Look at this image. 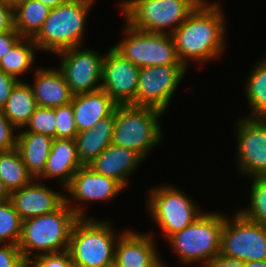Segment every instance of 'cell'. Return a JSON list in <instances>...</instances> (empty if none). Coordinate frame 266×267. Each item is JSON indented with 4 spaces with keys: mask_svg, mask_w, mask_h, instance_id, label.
I'll use <instances>...</instances> for the list:
<instances>
[{
    "mask_svg": "<svg viewBox=\"0 0 266 267\" xmlns=\"http://www.w3.org/2000/svg\"><path fill=\"white\" fill-rule=\"evenodd\" d=\"M56 138L75 139L78 134L72 104L55 107Z\"/></svg>",
    "mask_w": 266,
    "mask_h": 267,
    "instance_id": "32",
    "label": "cell"
},
{
    "mask_svg": "<svg viewBox=\"0 0 266 267\" xmlns=\"http://www.w3.org/2000/svg\"><path fill=\"white\" fill-rule=\"evenodd\" d=\"M0 1L5 5L11 7L12 9H15L24 0H0Z\"/></svg>",
    "mask_w": 266,
    "mask_h": 267,
    "instance_id": "43",
    "label": "cell"
},
{
    "mask_svg": "<svg viewBox=\"0 0 266 267\" xmlns=\"http://www.w3.org/2000/svg\"><path fill=\"white\" fill-rule=\"evenodd\" d=\"M20 81V79H16L15 77L6 74L2 69H0V109L2 110L8 98L11 95L12 90L16 86V84Z\"/></svg>",
    "mask_w": 266,
    "mask_h": 267,
    "instance_id": "36",
    "label": "cell"
},
{
    "mask_svg": "<svg viewBox=\"0 0 266 267\" xmlns=\"http://www.w3.org/2000/svg\"><path fill=\"white\" fill-rule=\"evenodd\" d=\"M163 114L151 107L117 106L112 144L131 149L145 159L164 138L159 125Z\"/></svg>",
    "mask_w": 266,
    "mask_h": 267,
    "instance_id": "6",
    "label": "cell"
},
{
    "mask_svg": "<svg viewBox=\"0 0 266 267\" xmlns=\"http://www.w3.org/2000/svg\"><path fill=\"white\" fill-rule=\"evenodd\" d=\"M78 219L64 202L54 212L22 221L18 247L24 260L68 250L71 230Z\"/></svg>",
    "mask_w": 266,
    "mask_h": 267,
    "instance_id": "2",
    "label": "cell"
},
{
    "mask_svg": "<svg viewBox=\"0 0 266 267\" xmlns=\"http://www.w3.org/2000/svg\"><path fill=\"white\" fill-rule=\"evenodd\" d=\"M10 199V193L4 186L3 181L0 178V202H4Z\"/></svg>",
    "mask_w": 266,
    "mask_h": 267,
    "instance_id": "40",
    "label": "cell"
},
{
    "mask_svg": "<svg viewBox=\"0 0 266 267\" xmlns=\"http://www.w3.org/2000/svg\"><path fill=\"white\" fill-rule=\"evenodd\" d=\"M25 127L29 129L23 132H34L56 138L55 108L38 106Z\"/></svg>",
    "mask_w": 266,
    "mask_h": 267,
    "instance_id": "31",
    "label": "cell"
},
{
    "mask_svg": "<svg viewBox=\"0 0 266 267\" xmlns=\"http://www.w3.org/2000/svg\"><path fill=\"white\" fill-rule=\"evenodd\" d=\"M0 178L9 193L30 184L34 180L16 148L0 151Z\"/></svg>",
    "mask_w": 266,
    "mask_h": 267,
    "instance_id": "27",
    "label": "cell"
},
{
    "mask_svg": "<svg viewBox=\"0 0 266 267\" xmlns=\"http://www.w3.org/2000/svg\"><path fill=\"white\" fill-rule=\"evenodd\" d=\"M35 181L10 193L9 200L22 221L54 212L65 202L64 193Z\"/></svg>",
    "mask_w": 266,
    "mask_h": 267,
    "instance_id": "17",
    "label": "cell"
},
{
    "mask_svg": "<svg viewBox=\"0 0 266 267\" xmlns=\"http://www.w3.org/2000/svg\"><path fill=\"white\" fill-rule=\"evenodd\" d=\"M71 104L78 132L92 129L97 122L112 115L118 106L101 89L94 92L75 94Z\"/></svg>",
    "mask_w": 266,
    "mask_h": 267,
    "instance_id": "20",
    "label": "cell"
},
{
    "mask_svg": "<svg viewBox=\"0 0 266 267\" xmlns=\"http://www.w3.org/2000/svg\"><path fill=\"white\" fill-rule=\"evenodd\" d=\"M237 123L239 173L266 177V119L242 117Z\"/></svg>",
    "mask_w": 266,
    "mask_h": 267,
    "instance_id": "13",
    "label": "cell"
},
{
    "mask_svg": "<svg viewBox=\"0 0 266 267\" xmlns=\"http://www.w3.org/2000/svg\"><path fill=\"white\" fill-rule=\"evenodd\" d=\"M243 265L244 262L239 259L216 256L208 261L203 267H243Z\"/></svg>",
    "mask_w": 266,
    "mask_h": 267,
    "instance_id": "39",
    "label": "cell"
},
{
    "mask_svg": "<svg viewBox=\"0 0 266 267\" xmlns=\"http://www.w3.org/2000/svg\"><path fill=\"white\" fill-rule=\"evenodd\" d=\"M26 267H75L68 250L42 254L26 261Z\"/></svg>",
    "mask_w": 266,
    "mask_h": 267,
    "instance_id": "33",
    "label": "cell"
},
{
    "mask_svg": "<svg viewBox=\"0 0 266 267\" xmlns=\"http://www.w3.org/2000/svg\"><path fill=\"white\" fill-rule=\"evenodd\" d=\"M124 27V39L112 47L132 64L139 68L183 65L171 35L141 31L127 23Z\"/></svg>",
    "mask_w": 266,
    "mask_h": 267,
    "instance_id": "8",
    "label": "cell"
},
{
    "mask_svg": "<svg viewBox=\"0 0 266 267\" xmlns=\"http://www.w3.org/2000/svg\"><path fill=\"white\" fill-rule=\"evenodd\" d=\"M123 189L115 179L98 174L88 165H83L77 169L70 183L64 189L72 198L65 195V203L79 218H86V214L83 213L85 212L84 207L71 205L73 199L79 202L106 201L114 198L118 193L120 194Z\"/></svg>",
    "mask_w": 266,
    "mask_h": 267,
    "instance_id": "15",
    "label": "cell"
},
{
    "mask_svg": "<svg viewBox=\"0 0 266 267\" xmlns=\"http://www.w3.org/2000/svg\"><path fill=\"white\" fill-rule=\"evenodd\" d=\"M140 68L125 59L113 47L103 59L101 90L118 106H135Z\"/></svg>",
    "mask_w": 266,
    "mask_h": 267,
    "instance_id": "14",
    "label": "cell"
},
{
    "mask_svg": "<svg viewBox=\"0 0 266 267\" xmlns=\"http://www.w3.org/2000/svg\"><path fill=\"white\" fill-rule=\"evenodd\" d=\"M249 208L238 212L246 219L266 225V177H252Z\"/></svg>",
    "mask_w": 266,
    "mask_h": 267,
    "instance_id": "29",
    "label": "cell"
},
{
    "mask_svg": "<svg viewBox=\"0 0 266 267\" xmlns=\"http://www.w3.org/2000/svg\"><path fill=\"white\" fill-rule=\"evenodd\" d=\"M31 85L39 107L55 108L72 102L74 94L58 68H38Z\"/></svg>",
    "mask_w": 266,
    "mask_h": 267,
    "instance_id": "19",
    "label": "cell"
},
{
    "mask_svg": "<svg viewBox=\"0 0 266 267\" xmlns=\"http://www.w3.org/2000/svg\"><path fill=\"white\" fill-rule=\"evenodd\" d=\"M14 29V9L0 1V33Z\"/></svg>",
    "mask_w": 266,
    "mask_h": 267,
    "instance_id": "38",
    "label": "cell"
},
{
    "mask_svg": "<svg viewBox=\"0 0 266 267\" xmlns=\"http://www.w3.org/2000/svg\"><path fill=\"white\" fill-rule=\"evenodd\" d=\"M224 214L203 213L188 227L171 235L167 241L184 264L202 263L203 266L219 256Z\"/></svg>",
    "mask_w": 266,
    "mask_h": 267,
    "instance_id": "7",
    "label": "cell"
},
{
    "mask_svg": "<svg viewBox=\"0 0 266 267\" xmlns=\"http://www.w3.org/2000/svg\"><path fill=\"white\" fill-rule=\"evenodd\" d=\"M207 2L203 0L171 34L179 60L186 68L190 60L201 63L215 60L226 49V21L221 6Z\"/></svg>",
    "mask_w": 266,
    "mask_h": 267,
    "instance_id": "1",
    "label": "cell"
},
{
    "mask_svg": "<svg viewBox=\"0 0 266 267\" xmlns=\"http://www.w3.org/2000/svg\"><path fill=\"white\" fill-rule=\"evenodd\" d=\"M76 1H80V2H84V3H87V4H90L93 6L95 0H76Z\"/></svg>",
    "mask_w": 266,
    "mask_h": 267,
    "instance_id": "44",
    "label": "cell"
},
{
    "mask_svg": "<svg viewBox=\"0 0 266 267\" xmlns=\"http://www.w3.org/2000/svg\"><path fill=\"white\" fill-rule=\"evenodd\" d=\"M37 47L33 38L22 37L0 60V69L18 79L29 70L35 58Z\"/></svg>",
    "mask_w": 266,
    "mask_h": 267,
    "instance_id": "28",
    "label": "cell"
},
{
    "mask_svg": "<svg viewBox=\"0 0 266 267\" xmlns=\"http://www.w3.org/2000/svg\"><path fill=\"white\" fill-rule=\"evenodd\" d=\"M202 1L125 0L119 4L125 23L132 28L171 35Z\"/></svg>",
    "mask_w": 266,
    "mask_h": 267,
    "instance_id": "4",
    "label": "cell"
},
{
    "mask_svg": "<svg viewBox=\"0 0 266 267\" xmlns=\"http://www.w3.org/2000/svg\"><path fill=\"white\" fill-rule=\"evenodd\" d=\"M20 34L15 30L0 33V60L9 52L12 47L21 39Z\"/></svg>",
    "mask_w": 266,
    "mask_h": 267,
    "instance_id": "37",
    "label": "cell"
},
{
    "mask_svg": "<svg viewBox=\"0 0 266 267\" xmlns=\"http://www.w3.org/2000/svg\"><path fill=\"white\" fill-rule=\"evenodd\" d=\"M0 267H26L18 245L0 243Z\"/></svg>",
    "mask_w": 266,
    "mask_h": 267,
    "instance_id": "34",
    "label": "cell"
},
{
    "mask_svg": "<svg viewBox=\"0 0 266 267\" xmlns=\"http://www.w3.org/2000/svg\"><path fill=\"white\" fill-rule=\"evenodd\" d=\"M150 190L148 213L163 231L165 240L188 227L202 214L200 207L174 186L165 184Z\"/></svg>",
    "mask_w": 266,
    "mask_h": 267,
    "instance_id": "9",
    "label": "cell"
},
{
    "mask_svg": "<svg viewBox=\"0 0 266 267\" xmlns=\"http://www.w3.org/2000/svg\"><path fill=\"white\" fill-rule=\"evenodd\" d=\"M81 166L75 139L53 138L45 169L37 180L54 177L65 188Z\"/></svg>",
    "mask_w": 266,
    "mask_h": 267,
    "instance_id": "21",
    "label": "cell"
},
{
    "mask_svg": "<svg viewBox=\"0 0 266 267\" xmlns=\"http://www.w3.org/2000/svg\"><path fill=\"white\" fill-rule=\"evenodd\" d=\"M143 160L131 149L110 144L88 166L98 174L115 179L125 188L129 176Z\"/></svg>",
    "mask_w": 266,
    "mask_h": 267,
    "instance_id": "18",
    "label": "cell"
},
{
    "mask_svg": "<svg viewBox=\"0 0 266 267\" xmlns=\"http://www.w3.org/2000/svg\"><path fill=\"white\" fill-rule=\"evenodd\" d=\"M153 238L152 234L124 230L115 245L114 267H166Z\"/></svg>",
    "mask_w": 266,
    "mask_h": 267,
    "instance_id": "16",
    "label": "cell"
},
{
    "mask_svg": "<svg viewBox=\"0 0 266 267\" xmlns=\"http://www.w3.org/2000/svg\"><path fill=\"white\" fill-rule=\"evenodd\" d=\"M81 48L79 46L56 53L60 58L58 68L74 95L101 88L104 56L95 50Z\"/></svg>",
    "mask_w": 266,
    "mask_h": 267,
    "instance_id": "12",
    "label": "cell"
},
{
    "mask_svg": "<svg viewBox=\"0 0 266 267\" xmlns=\"http://www.w3.org/2000/svg\"><path fill=\"white\" fill-rule=\"evenodd\" d=\"M38 107L31 85L22 79L16 84L2 109L4 116L16 128H24Z\"/></svg>",
    "mask_w": 266,
    "mask_h": 267,
    "instance_id": "24",
    "label": "cell"
},
{
    "mask_svg": "<svg viewBox=\"0 0 266 267\" xmlns=\"http://www.w3.org/2000/svg\"><path fill=\"white\" fill-rule=\"evenodd\" d=\"M246 80L245 96L251 115L245 117L266 119V57L256 63Z\"/></svg>",
    "mask_w": 266,
    "mask_h": 267,
    "instance_id": "26",
    "label": "cell"
},
{
    "mask_svg": "<svg viewBox=\"0 0 266 267\" xmlns=\"http://www.w3.org/2000/svg\"><path fill=\"white\" fill-rule=\"evenodd\" d=\"M43 3L44 5H47L50 9L57 7L58 5H61L62 3H65L67 0H37Z\"/></svg>",
    "mask_w": 266,
    "mask_h": 267,
    "instance_id": "41",
    "label": "cell"
},
{
    "mask_svg": "<svg viewBox=\"0 0 266 267\" xmlns=\"http://www.w3.org/2000/svg\"><path fill=\"white\" fill-rule=\"evenodd\" d=\"M50 8L37 0H24L14 9V28L21 37L34 38L42 29Z\"/></svg>",
    "mask_w": 266,
    "mask_h": 267,
    "instance_id": "25",
    "label": "cell"
},
{
    "mask_svg": "<svg viewBox=\"0 0 266 267\" xmlns=\"http://www.w3.org/2000/svg\"><path fill=\"white\" fill-rule=\"evenodd\" d=\"M219 256L242 262L266 260V225L250 221L238 211L224 214Z\"/></svg>",
    "mask_w": 266,
    "mask_h": 267,
    "instance_id": "10",
    "label": "cell"
},
{
    "mask_svg": "<svg viewBox=\"0 0 266 267\" xmlns=\"http://www.w3.org/2000/svg\"><path fill=\"white\" fill-rule=\"evenodd\" d=\"M187 69L184 65L140 68L136 107H151L165 113Z\"/></svg>",
    "mask_w": 266,
    "mask_h": 267,
    "instance_id": "11",
    "label": "cell"
},
{
    "mask_svg": "<svg viewBox=\"0 0 266 267\" xmlns=\"http://www.w3.org/2000/svg\"><path fill=\"white\" fill-rule=\"evenodd\" d=\"M115 125V111L100 120L90 130L78 132L75 136L78 156L83 165L91 163L107 146L112 144Z\"/></svg>",
    "mask_w": 266,
    "mask_h": 267,
    "instance_id": "22",
    "label": "cell"
},
{
    "mask_svg": "<svg viewBox=\"0 0 266 267\" xmlns=\"http://www.w3.org/2000/svg\"><path fill=\"white\" fill-rule=\"evenodd\" d=\"M123 232H115L109 221L79 218L71 230L68 247L74 266L114 267L115 245Z\"/></svg>",
    "mask_w": 266,
    "mask_h": 267,
    "instance_id": "3",
    "label": "cell"
},
{
    "mask_svg": "<svg viewBox=\"0 0 266 267\" xmlns=\"http://www.w3.org/2000/svg\"><path fill=\"white\" fill-rule=\"evenodd\" d=\"M16 128L4 116L0 109V151H9L16 148Z\"/></svg>",
    "mask_w": 266,
    "mask_h": 267,
    "instance_id": "35",
    "label": "cell"
},
{
    "mask_svg": "<svg viewBox=\"0 0 266 267\" xmlns=\"http://www.w3.org/2000/svg\"><path fill=\"white\" fill-rule=\"evenodd\" d=\"M52 141L53 138L45 134L34 132L17 134L16 149L34 179H37L45 169Z\"/></svg>",
    "mask_w": 266,
    "mask_h": 267,
    "instance_id": "23",
    "label": "cell"
},
{
    "mask_svg": "<svg viewBox=\"0 0 266 267\" xmlns=\"http://www.w3.org/2000/svg\"><path fill=\"white\" fill-rule=\"evenodd\" d=\"M243 267H266V260L244 262Z\"/></svg>",
    "mask_w": 266,
    "mask_h": 267,
    "instance_id": "42",
    "label": "cell"
},
{
    "mask_svg": "<svg viewBox=\"0 0 266 267\" xmlns=\"http://www.w3.org/2000/svg\"><path fill=\"white\" fill-rule=\"evenodd\" d=\"M22 219L10 200L0 202V243L18 245Z\"/></svg>",
    "mask_w": 266,
    "mask_h": 267,
    "instance_id": "30",
    "label": "cell"
},
{
    "mask_svg": "<svg viewBox=\"0 0 266 267\" xmlns=\"http://www.w3.org/2000/svg\"><path fill=\"white\" fill-rule=\"evenodd\" d=\"M90 4L67 0L50 9L42 29L33 38L37 50L58 53L60 51L82 47L85 23Z\"/></svg>",
    "mask_w": 266,
    "mask_h": 267,
    "instance_id": "5",
    "label": "cell"
}]
</instances>
